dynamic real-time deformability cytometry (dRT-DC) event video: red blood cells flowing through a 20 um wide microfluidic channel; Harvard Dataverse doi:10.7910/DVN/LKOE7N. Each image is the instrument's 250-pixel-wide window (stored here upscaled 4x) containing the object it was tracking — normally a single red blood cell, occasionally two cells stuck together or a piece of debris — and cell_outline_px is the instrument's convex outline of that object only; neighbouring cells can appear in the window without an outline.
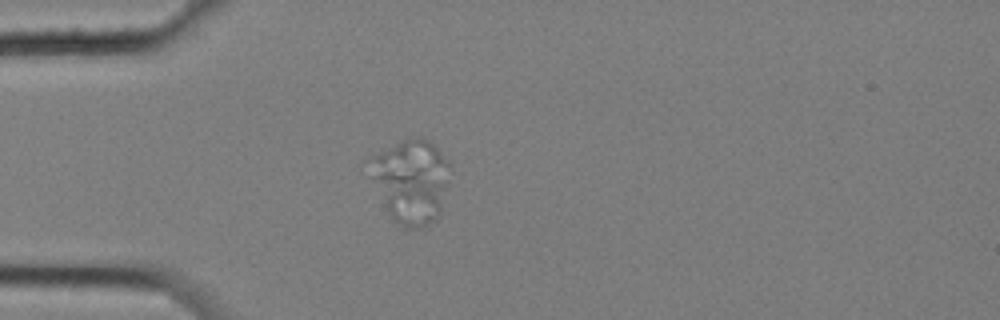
{"species": "common noctule bat (a hibernating species)", "species_latin": "Nyctalus noctula", "temperature_condition": "cold", "stored_images_in_passage": 9, "segment_of_instrument_passage": [2, 2], "camera_frame_rate_fps": 3000, "um_per_image_px": 0.085, "animal": {"sex": "female", "body_mass_g": 25.1}, "frame": {"image": 1, "passage_image": 3, "time_ms": 0.667, "image_size_px": [1000, 320], "cell_outline_px": [[452, 172], [440, 216], [436, 220], [420, 228], [404, 228], [388, 212], [360, 168], [372, 156], [404, 140], [420, 136], [428, 140], [448, 160]], "centroid_in_image_um": [34.88, 15.39], "position_along_channel_um": 50.1, "area_um2": 40.58}}